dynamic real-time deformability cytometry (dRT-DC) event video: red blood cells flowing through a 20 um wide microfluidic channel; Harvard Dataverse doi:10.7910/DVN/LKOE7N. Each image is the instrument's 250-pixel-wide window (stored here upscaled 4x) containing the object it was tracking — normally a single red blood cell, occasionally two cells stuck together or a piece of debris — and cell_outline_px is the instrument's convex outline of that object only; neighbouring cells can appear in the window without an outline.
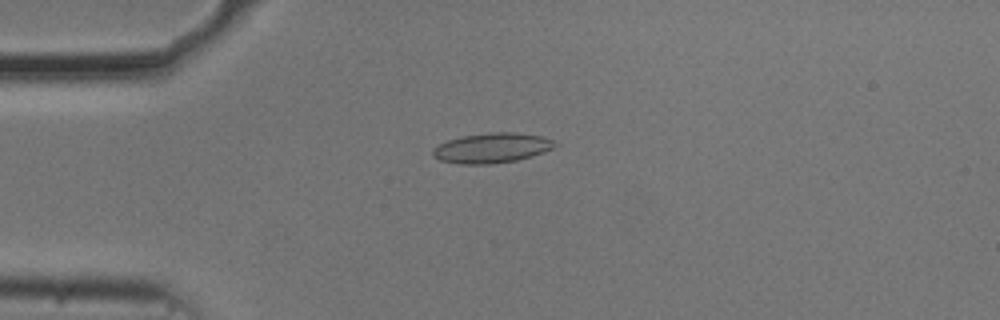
{"species": "common noctule bat (a hibernating species)", "species_latin": "Nyctalus noctula", "temperature_condition": "cold", "stored_images_in_passage": 39, "camera_frame_rate_fps": 3000, "um_per_image_px": 0.085, "animal": {"sex": "male", "body_mass_g": 20.5, "forearm_length_mm": 52.5}, "frame": {"image": 1, "passage_image": 14, "time_ms": 4.333, "image_size_px": [1000, 320], "cell_outline_px": [[556, 144], [552, 148], [544, 152], [532, 156], [516, 160], [492, 164], [460, 164], [440, 160], [432, 156], [432, 148], [448, 140], [464, 136], [488, 132], [516, 132], [544, 136], [552, 140]], "centroid_in_image_um": [41.8, 12.57], "position_along_channel_um": 43.2, "area_um2": 21.33}}
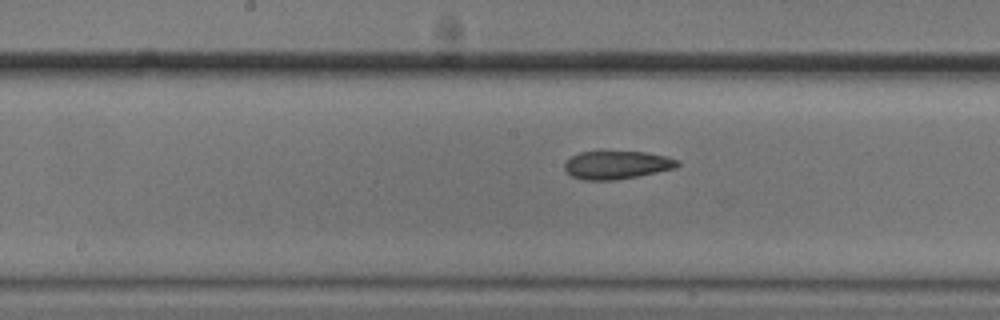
{"frame": {"image": 2, "passage_image": 28, "time_ms": 9.0, "image_size_px": [1000, 320], "cell_outline_px": [[680, 164], [676, 168], [616, 180], [584, 180], [572, 176], [564, 168], [564, 164], [572, 156], [580, 152], [644, 152], [668, 156], [680, 160]], "centroid_in_image_um": [52.46, 14.02], "position_along_channel_um": 195.7, "area_um2": 18.38}}
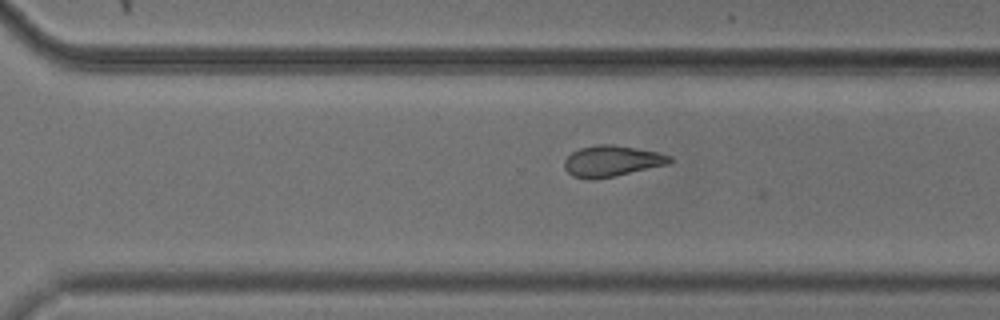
{"frame": {"image": 3, "passage_image": 38, "time_ms": 12.333, "image_size_px": [1000, 320], "cell_outline_px": [[672, 160], [668, 164], [616, 176], [592, 180], [588, 180], [572, 176], [564, 168], [564, 160], [572, 152], [580, 148], [596, 144], [612, 144], [656, 152], [672, 156]], "centroid_in_image_um": [51.97, 13.7], "position_along_channel_um": 318.6, "area_um2": 19.07}}